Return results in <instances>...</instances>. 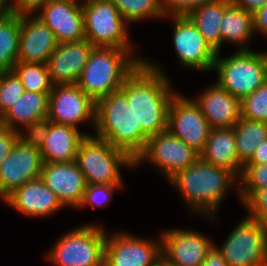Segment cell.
Returning a JSON list of instances; mask_svg holds the SVG:
<instances>
[{
    "instance_id": "30",
    "label": "cell",
    "mask_w": 267,
    "mask_h": 266,
    "mask_svg": "<svg viewBox=\"0 0 267 266\" xmlns=\"http://www.w3.org/2000/svg\"><path fill=\"white\" fill-rule=\"evenodd\" d=\"M120 12L128 23L141 22L144 19H164L162 0H109Z\"/></svg>"
},
{
    "instance_id": "17",
    "label": "cell",
    "mask_w": 267,
    "mask_h": 266,
    "mask_svg": "<svg viewBox=\"0 0 267 266\" xmlns=\"http://www.w3.org/2000/svg\"><path fill=\"white\" fill-rule=\"evenodd\" d=\"M35 15L53 31L58 43L85 39L82 2L49 0Z\"/></svg>"
},
{
    "instance_id": "15",
    "label": "cell",
    "mask_w": 267,
    "mask_h": 266,
    "mask_svg": "<svg viewBox=\"0 0 267 266\" xmlns=\"http://www.w3.org/2000/svg\"><path fill=\"white\" fill-rule=\"evenodd\" d=\"M161 233L162 258L169 266H202L215 244L209 236L191 229L169 228Z\"/></svg>"
},
{
    "instance_id": "26",
    "label": "cell",
    "mask_w": 267,
    "mask_h": 266,
    "mask_svg": "<svg viewBox=\"0 0 267 266\" xmlns=\"http://www.w3.org/2000/svg\"><path fill=\"white\" fill-rule=\"evenodd\" d=\"M221 29V49L225 43L236 45L235 50H251L248 45L251 38L255 37L253 30V13L230 4L224 11V16L220 22Z\"/></svg>"
},
{
    "instance_id": "38",
    "label": "cell",
    "mask_w": 267,
    "mask_h": 266,
    "mask_svg": "<svg viewBox=\"0 0 267 266\" xmlns=\"http://www.w3.org/2000/svg\"><path fill=\"white\" fill-rule=\"evenodd\" d=\"M214 0H162V9L166 16L186 15L193 8Z\"/></svg>"
},
{
    "instance_id": "33",
    "label": "cell",
    "mask_w": 267,
    "mask_h": 266,
    "mask_svg": "<svg viewBox=\"0 0 267 266\" xmlns=\"http://www.w3.org/2000/svg\"><path fill=\"white\" fill-rule=\"evenodd\" d=\"M241 117L267 123V81L241 99Z\"/></svg>"
},
{
    "instance_id": "44",
    "label": "cell",
    "mask_w": 267,
    "mask_h": 266,
    "mask_svg": "<svg viewBox=\"0 0 267 266\" xmlns=\"http://www.w3.org/2000/svg\"><path fill=\"white\" fill-rule=\"evenodd\" d=\"M230 3L248 12L254 13L260 7L267 4V0H230Z\"/></svg>"
},
{
    "instance_id": "9",
    "label": "cell",
    "mask_w": 267,
    "mask_h": 266,
    "mask_svg": "<svg viewBox=\"0 0 267 266\" xmlns=\"http://www.w3.org/2000/svg\"><path fill=\"white\" fill-rule=\"evenodd\" d=\"M228 266H267V225L246 216L230 231L221 246Z\"/></svg>"
},
{
    "instance_id": "21",
    "label": "cell",
    "mask_w": 267,
    "mask_h": 266,
    "mask_svg": "<svg viewBox=\"0 0 267 266\" xmlns=\"http://www.w3.org/2000/svg\"><path fill=\"white\" fill-rule=\"evenodd\" d=\"M22 215L36 218L49 217L65 207L57 195L38 177L17 188L4 201Z\"/></svg>"
},
{
    "instance_id": "18",
    "label": "cell",
    "mask_w": 267,
    "mask_h": 266,
    "mask_svg": "<svg viewBox=\"0 0 267 266\" xmlns=\"http://www.w3.org/2000/svg\"><path fill=\"white\" fill-rule=\"evenodd\" d=\"M40 178L53 191L65 208H79L87 186L76 161L43 162Z\"/></svg>"
},
{
    "instance_id": "16",
    "label": "cell",
    "mask_w": 267,
    "mask_h": 266,
    "mask_svg": "<svg viewBox=\"0 0 267 266\" xmlns=\"http://www.w3.org/2000/svg\"><path fill=\"white\" fill-rule=\"evenodd\" d=\"M43 160L39 148L17 141L0 166V199L4 201L17 188L40 177Z\"/></svg>"
},
{
    "instance_id": "13",
    "label": "cell",
    "mask_w": 267,
    "mask_h": 266,
    "mask_svg": "<svg viewBox=\"0 0 267 266\" xmlns=\"http://www.w3.org/2000/svg\"><path fill=\"white\" fill-rule=\"evenodd\" d=\"M51 122L74 128L90 122L96 125V102L77 84L54 85L49 93L48 117Z\"/></svg>"
},
{
    "instance_id": "25",
    "label": "cell",
    "mask_w": 267,
    "mask_h": 266,
    "mask_svg": "<svg viewBox=\"0 0 267 266\" xmlns=\"http://www.w3.org/2000/svg\"><path fill=\"white\" fill-rule=\"evenodd\" d=\"M49 93L24 91L0 118V125L18 131L22 126L48 117Z\"/></svg>"
},
{
    "instance_id": "1",
    "label": "cell",
    "mask_w": 267,
    "mask_h": 266,
    "mask_svg": "<svg viewBox=\"0 0 267 266\" xmlns=\"http://www.w3.org/2000/svg\"><path fill=\"white\" fill-rule=\"evenodd\" d=\"M171 84L161 64L145 58L120 88L148 137L167 130L168 107L177 93Z\"/></svg>"
},
{
    "instance_id": "14",
    "label": "cell",
    "mask_w": 267,
    "mask_h": 266,
    "mask_svg": "<svg viewBox=\"0 0 267 266\" xmlns=\"http://www.w3.org/2000/svg\"><path fill=\"white\" fill-rule=\"evenodd\" d=\"M182 94L177 92L170 101L167 129L200 154L211 127L195 101Z\"/></svg>"
},
{
    "instance_id": "34",
    "label": "cell",
    "mask_w": 267,
    "mask_h": 266,
    "mask_svg": "<svg viewBox=\"0 0 267 266\" xmlns=\"http://www.w3.org/2000/svg\"><path fill=\"white\" fill-rule=\"evenodd\" d=\"M24 86L13 70L0 72V118L24 93Z\"/></svg>"
},
{
    "instance_id": "19",
    "label": "cell",
    "mask_w": 267,
    "mask_h": 266,
    "mask_svg": "<svg viewBox=\"0 0 267 266\" xmlns=\"http://www.w3.org/2000/svg\"><path fill=\"white\" fill-rule=\"evenodd\" d=\"M58 44L53 31L35 14L20 15L18 61L46 64Z\"/></svg>"
},
{
    "instance_id": "36",
    "label": "cell",
    "mask_w": 267,
    "mask_h": 266,
    "mask_svg": "<svg viewBox=\"0 0 267 266\" xmlns=\"http://www.w3.org/2000/svg\"><path fill=\"white\" fill-rule=\"evenodd\" d=\"M267 188V164H245L239 177L238 190Z\"/></svg>"
},
{
    "instance_id": "45",
    "label": "cell",
    "mask_w": 267,
    "mask_h": 266,
    "mask_svg": "<svg viewBox=\"0 0 267 266\" xmlns=\"http://www.w3.org/2000/svg\"><path fill=\"white\" fill-rule=\"evenodd\" d=\"M9 0H0V18L10 13Z\"/></svg>"
},
{
    "instance_id": "31",
    "label": "cell",
    "mask_w": 267,
    "mask_h": 266,
    "mask_svg": "<svg viewBox=\"0 0 267 266\" xmlns=\"http://www.w3.org/2000/svg\"><path fill=\"white\" fill-rule=\"evenodd\" d=\"M13 71L21 80L25 91L50 93L54 86L49 77L47 64L17 61Z\"/></svg>"
},
{
    "instance_id": "27",
    "label": "cell",
    "mask_w": 267,
    "mask_h": 266,
    "mask_svg": "<svg viewBox=\"0 0 267 266\" xmlns=\"http://www.w3.org/2000/svg\"><path fill=\"white\" fill-rule=\"evenodd\" d=\"M230 4V0H214L195 7L186 14L217 53L221 52L220 22Z\"/></svg>"
},
{
    "instance_id": "42",
    "label": "cell",
    "mask_w": 267,
    "mask_h": 266,
    "mask_svg": "<svg viewBox=\"0 0 267 266\" xmlns=\"http://www.w3.org/2000/svg\"><path fill=\"white\" fill-rule=\"evenodd\" d=\"M202 266H228V264L222 256V253L213 245L207 252Z\"/></svg>"
},
{
    "instance_id": "8",
    "label": "cell",
    "mask_w": 267,
    "mask_h": 266,
    "mask_svg": "<svg viewBox=\"0 0 267 266\" xmlns=\"http://www.w3.org/2000/svg\"><path fill=\"white\" fill-rule=\"evenodd\" d=\"M85 39L94 46L135 49L129 37V24L109 0L82 2ZM132 41V42H131Z\"/></svg>"
},
{
    "instance_id": "28",
    "label": "cell",
    "mask_w": 267,
    "mask_h": 266,
    "mask_svg": "<svg viewBox=\"0 0 267 266\" xmlns=\"http://www.w3.org/2000/svg\"><path fill=\"white\" fill-rule=\"evenodd\" d=\"M20 14L10 12L0 18V72L11 71L18 61Z\"/></svg>"
},
{
    "instance_id": "11",
    "label": "cell",
    "mask_w": 267,
    "mask_h": 266,
    "mask_svg": "<svg viewBox=\"0 0 267 266\" xmlns=\"http://www.w3.org/2000/svg\"><path fill=\"white\" fill-rule=\"evenodd\" d=\"M173 20L172 42L179 64L185 68L212 72L217 52L186 15L165 16Z\"/></svg>"
},
{
    "instance_id": "43",
    "label": "cell",
    "mask_w": 267,
    "mask_h": 266,
    "mask_svg": "<svg viewBox=\"0 0 267 266\" xmlns=\"http://www.w3.org/2000/svg\"><path fill=\"white\" fill-rule=\"evenodd\" d=\"M246 164H267V139L255 148L253 156Z\"/></svg>"
},
{
    "instance_id": "3",
    "label": "cell",
    "mask_w": 267,
    "mask_h": 266,
    "mask_svg": "<svg viewBox=\"0 0 267 266\" xmlns=\"http://www.w3.org/2000/svg\"><path fill=\"white\" fill-rule=\"evenodd\" d=\"M134 50L95 46L76 84L95 102L120 90L126 78L145 60Z\"/></svg>"
},
{
    "instance_id": "24",
    "label": "cell",
    "mask_w": 267,
    "mask_h": 266,
    "mask_svg": "<svg viewBox=\"0 0 267 266\" xmlns=\"http://www.w3.org/2000/svg\"><path fill=\"white\" fill-rule=\"evenodd\" d=\"M200 159L232 172L239 179L244 165L239 161L236 152L234 128H211Z\"/></svg>"
},
{
    "instance_id": "4",
    "label": "cell",
    "mask_w": 267,
    "mask_h": 266,
    "mask_svg": "<svg viewBox=\"0 0 267 266\" xmlns=\"http://www.w3.org/2000/svg\"><path fill=\"white\" fill-rule=\"evenodd\" d=\"M96 137L124 151L134 161L145 149L149 137L131 111L126 96L113 92L96 102Z\"/></svg>"
},
{
    "instance_id": "35",
    "label": "cell",
    "mask_w": 267,
    "mask_h": 266,
    "mask_svg": "<svg viewBox=\"0 0 267 266\" xmlns=\"http://www.w3.org/2000/svg\"><path fill=\"white\" fill-rule=\"evenodd\" d=\"M123 190V185L87 184L83 201L78 209L91 207H105L114 195L115 191Z\"/></svg>"
},
{
    "instance_id": "10",
    "label": "cell",
    "mask_w": 267,
    "mask_h": 266,
    "mask_svg": "<svg viewBox=\"0 0 267 266\" xmlns=\"http://www.w3.org/2000/svg\"><path fill=\"white\" fill-rule=\"evenodd\" d=\"M200 154L168 129L149 137L145 149L135 159V167L146 162L155 167L167 181L177 172L193 165Z\"/></svg>"
},
{
    "instance_id": "32",
    "label": "cell",
    "mask_w": 267,
    "mask_h": 266,
    "mask_svg": "<svg viewBox=\"0 0 267 266\" xmlns=\"http://www.w3.org/2000/svg\"><path fill=\"white\" fill-rule=\"evenodd\" d=\"M240 204L247 216L267 225V188L259 190H238Z\"/></svg>"
},
{
    "instance_id": "6",
    "label": "cell",
    "mask_w": 267,
    "mask_h": 266,
    "mask_svg": "<svg viewBox=\"0 0 267 266\" xmlns=\"http://www.w3.org/2000/svg\"><path fill=\"white\" fill-rule=\"evenodd\" d=\"M75 161L87 184L125 185L122 168L135 169L128 154L94 134L81 141Z\"/></svg>"
},
{
    "instance_id": "29",
    "label": "cell",
    "mask_w": 267,
    "mask_h": 266,
    "mask_svg": "<svg viewBox=\"0 0 267 266\" xmlns=\"http://www.w3.org/2000/svg\"><path fill=\"white\" fill-rule=\"evenodd\" d=\"M233 128L238 159L245 165L253 156L255 148L267 139V123L241 117Z\"/></svg>"
},
{
    "instance_id": "22",
    "label": "cell",
    "mask_w": 267,
    "mask_h": 266,
    "mask_svg": "<svg viewBox=\"0 0 267 266\" xmlns=\"http://www.w3.org/2000/svg\"><path fill=\"white\" fill-rule=\"evenodd\" d=\"M192 99L201 109L211 128L234 127L241 118V100L216 81Z\"/></svg>"
},
{
    "instance_id": "37",
    "label": "cell",
    "mask_w": 267,
    "mask_h": 266,
    "mask_svg": "<svg viewBox=\"0 0 267 266\" xmlns=\"http://www.w3.org/2000/svg\"><path fill=\"white\" fill-rule=\"evenodd\" d=\"M50 120L44 118L22 126L18 132V141L23 145L40 148L50 127Z\"/></svg>"
},
{
    "instance_id": "39",
    "label": "cell",
    "mask_w": 267,
    "mask_h": 266,
    "mask_svg": "<svg viewBox=\"0 0 267 266\" xmlns=\"http://www.w3.org/2000/svg\"><path fill=\"white\" fill-rule=\"evenodd\" d=\"M18 141V132L0 125V166Z\"/></svg>"
},
{
    "instance_id": "12",
    "label": "cell",
    "mask_w": 267,
    "mask_h": 266,
    "mask_svg": "<svg viewBox=\"0 0 267 266\" xmlns=\"http://www.w3.org/2000/svg\"><path fill=\"white\" fill-rule=\"evenodd\" d=\"M111 234L106 237L104 266H153L162 258V238L155 241L121 230Z\"/></svg>"
},
{
    "instance_id": "2",
    "label": "cell",
    "mask_w": 267,
    "mask_h": 266,
    "mask_svg": "<svg viewBox=\"0 0 267 266\" xmlns=\"http://www.w3.org/2000/svg\"><path fill=\"white\" fill-rule=\"evenodd\" d=\"M168 181L194 215L208 217L215 222L218 220L216 213L228 191L235 188L238 193L239 188V179L232 172L200 158Z\"/></svg>"
},
{
    "instance_id": "7",
    "label": "cell",
    "mask_w": 267,
    "mask_h": 266,
    "mask_svg": "<svg viewBox=\"0 0 267 266\" xmlns=\"http://www.w3.org/2000/svg\"><path fill=\"white\" fill-rule=\"evenodd\" d=\"M213 71L215 81L241 100L267 81V51L235 50L227 57L219 52Z\"/></svg>"
},
{
    "instance_id": "40",
    "label": "cell",
    "mask_w": 267,
    "mask_h": 266,
    "mask_svg": "<svg viewBox=\"0 0 267 266\" xmlns=\"http://www.w3.org/2000/svg\"><path fill=\"white\" fill-rule=\"evenodd\" d=\"M49 0H9V7L12 13L35 14Z\"/></svg>"
},
{
    "instance_id": "5",
    "label": "cell",
    "mask_w": 267,
    "mask_h": 266,
    "mask_svg": "<svg viewBox=\"0 0 267 266\" xmlns=\"http://www.w3.org/2000/svg\"><path fill=\"white\" fill-rule=\"evenodd\" d=\"M106 237L101 223H86L59 237L45 257L56 266H104Z\"/></svg>"
},
{
    "instance_id": "23",
    "label": "cell",
    "mask_w": 267,
    "mask_h": 266,
    "mask_svg": "<svg viewBox=\"0 0 267 266\" xmlns=\"http://www.w3.org/2000/svg\"><path fill=\"white\" fill-rule=\"evenodd\" d=\"M80 131L71 126L50 122L47 135L39 148L43 162L75 161L81 141L87 135H92L88 132Z\"/></svg>"
},
{
    "instance_id": "46",
    "label": "cell",
    "mask_w": 267,
    "mask_h": 266,
    "mask_svg": "<svg viewBox=\"0 0 267 266\" xmlns=\"http://www.w3.org/2000/svg\"><path fill=\"white\" fill-rule=\"evenodd\" d=\"M153 266H169V265L167 264V262L163 258H161Z\"/></svg>"
},
{
    "instance_id": "20",
    "label": "cell",
    "mask_w": 267,
    "mask_h": 266,
    "mask_svg": "<svg viewBox=\"0 0 267 266\" xmlns=\"http://www.w3.org/2000/svg\"><path fill=\"white\" fill-rule=\"evenodd\" d=\"M94 47L86 39L59 43L46 63L52 84H76Z\"/></svg>"
},
{
    "instance_id": "41",
    "label": "cell",
    "mask_w": 267,
    "mask_h": 266,
    "mask_svg": "<svg viewBox=\"0 0 267 266\" xmlns=\"http://www.w3.org/2000/svg\"><path fill=\"white\" fill-rule=\"evenodd\" d=\"M254 34H261L267 38V4L253 13Z\"/></svg>"
}]
</instances>
